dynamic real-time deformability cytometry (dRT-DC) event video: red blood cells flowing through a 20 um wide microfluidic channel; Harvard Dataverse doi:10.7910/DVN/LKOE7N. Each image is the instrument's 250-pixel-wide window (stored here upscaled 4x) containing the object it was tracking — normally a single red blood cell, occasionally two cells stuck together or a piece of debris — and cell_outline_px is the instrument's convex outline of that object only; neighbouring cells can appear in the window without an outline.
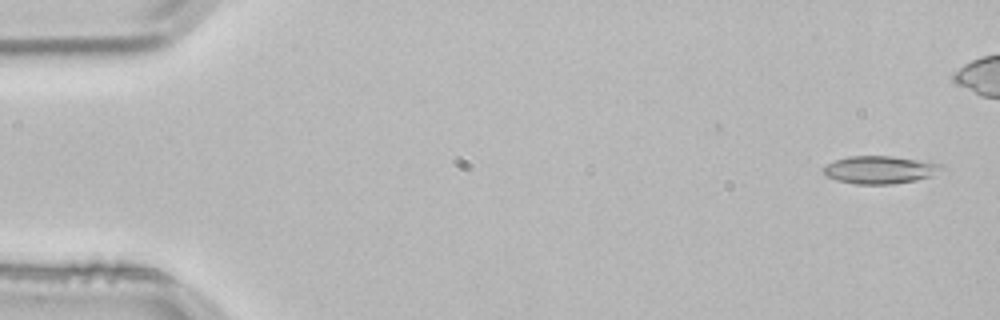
{"species": "common noctule bat (a hibernating species)", "species_latin": "Nyctalus noctula", "temperature_condition": "room temperature", "stored_images_in_passage": 3, "segment_of_instrument_passage": [2, 2], "camera_frame_rate_fps": 3000, "um_per_image_px": 0.085, "animal": {"sex": "male", "body_mass_g": 21.5, "forearm_length_mm": 52.0}, "frame": {"image": 1, "passage_image": 3, "time_ms": 0.667, "image_size_px": [1000, 320], "cell_outline_px": [[948, 168], [932, 176], [916, 180], [892, 184], [856, 184], [836, 180], [824, 176], [824, 168], [828, 164], [836, 160], [848, 156], [892, 156], [932, 160], [944, 164]], "centroid_in_image_um": [74.93, 14.42], "position_along_channel_um": 10.1, "area_um2": 19.65}}